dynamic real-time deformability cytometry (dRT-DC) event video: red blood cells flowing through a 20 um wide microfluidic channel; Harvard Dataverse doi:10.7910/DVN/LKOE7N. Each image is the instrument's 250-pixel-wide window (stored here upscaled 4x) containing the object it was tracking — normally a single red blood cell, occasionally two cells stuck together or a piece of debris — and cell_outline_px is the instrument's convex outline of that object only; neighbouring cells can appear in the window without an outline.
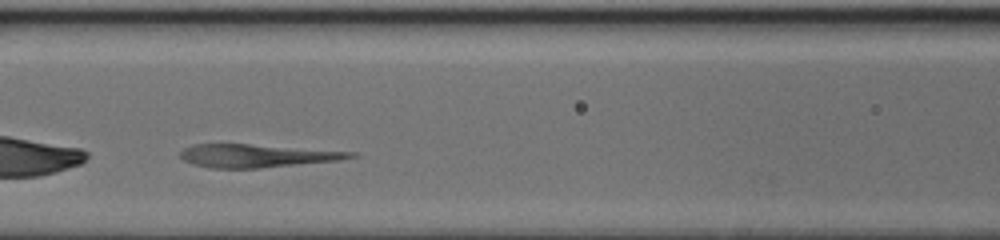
{"species": "human", "species_latin": "Homo sapiens", "temperature_condition": "cold", "stored_images_in_passage": 26, "segment_of_instrument_passage": [2, 2], "camera_frame_rate_fps": 3000, "um_per_image_px": 0.085, "donor": {"sex": "female"}, "frame": {"image": 1, "passage_image": 9, "time_ms": 2.667, "image_size_px": [1000, 240], "cell_outline_px": [[360, 156], [340, 160], [260, 168], [212, 168], [192, 164], [184, 160], [180, 156], [180, 152], [184, 148], [192, 144], [248, 144], [356, 152]], "centroid_in_image_um": [21.84, 13.24], "position_along_channel_um": 144.8, "area_um2": 22.83}}
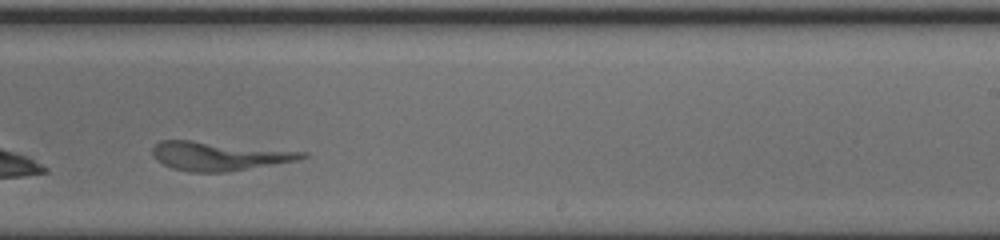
{"frame": {"image": 2, "passage_image": 18, "time_ms": 5.667, "image_size_px": [1000, 240], "cell_outline_px": [[308, 156], [300, 160], [228, 172], [188, 172], [172, 168], [156, 160], [152, 156], [152, 148], [160, 140], [188, 140], [308, 152]], "centroid_in_image_um": [18.61, 13.27], "position_along_channel_um": 270.4, "area_um2": 25.14}}
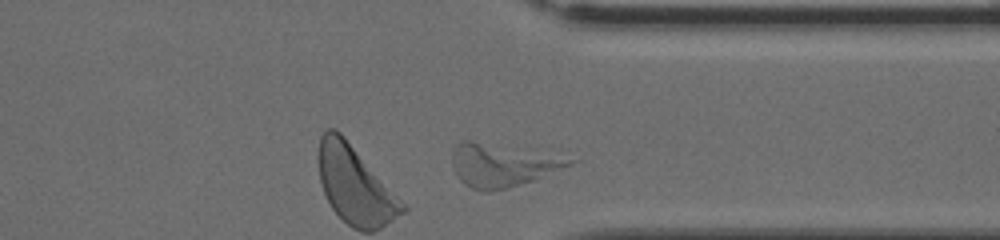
{"frame": {"image": 3, "passage_image": 25, "time_ms": 8.0, "image_size_px": [1000, 240], "cell_outline_px": [[576, 160], [572, 164], [532, 180], [508, 188], [488, 192], [472, 188], [464, 184], [456, 176], [452, 164], [452, 148], [460, 140], [468, 140]], "centroid_in_image_um": [42.54, 14.06], "position_along_channel_um": 368.9, "area_um2": 28.32}}